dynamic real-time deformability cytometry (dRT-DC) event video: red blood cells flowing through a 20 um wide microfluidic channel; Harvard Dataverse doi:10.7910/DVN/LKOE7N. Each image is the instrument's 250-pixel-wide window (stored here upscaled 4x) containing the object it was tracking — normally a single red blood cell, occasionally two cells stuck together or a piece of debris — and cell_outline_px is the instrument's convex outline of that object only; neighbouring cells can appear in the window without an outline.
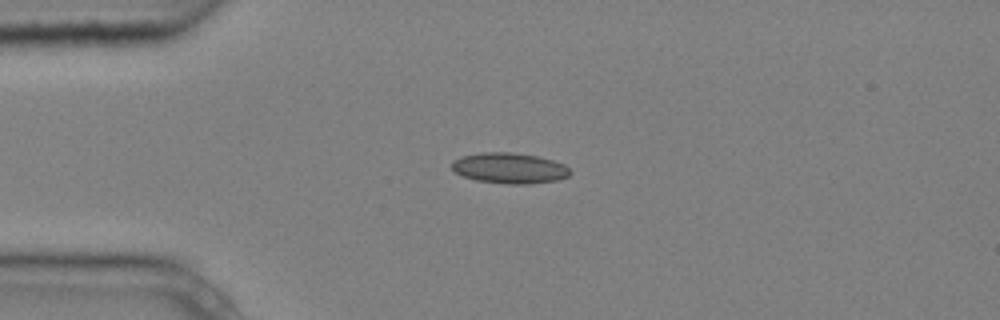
{"species": "common noctule bat (a hibernating species)", "species_latin": "Nyctalus noctula", "temperature_condition": "cold", "stored_images_in_passage": 1, "camera_frame_rate_fps": 3000, "um_per_image_px": 0.085, "animal": {"sex": "male", "body_mass_g": 20.4}, "frame": {"image": 1, "passage_image": 1, "time_ms": 0.0, "image_size_px": [1000, 320], "cell_outline_px": [[572, 172], [568, 176], [560, 180], [528, 184], [508, 184], [476, 180], [464, 176], [456, 172], [452, 168], [452, 160], [460, 156], [484, 152], [512, 152], [536, 156], [552, 160], [564, 164]], "centroid_in_image_um": [43.32, 14.29], "position_along_channel_um": 41.7, "area_um2": 21.15}}